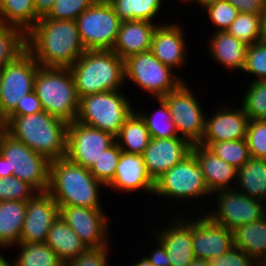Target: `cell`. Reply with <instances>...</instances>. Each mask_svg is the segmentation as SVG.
<instances>
[{"mask_svg":"<svg viewBox=\"0 0 266 266\" xmlns=\"http://www.w3.org/2000/svg\"><path fill=\"white\" fill-rule=\"evenodd\" d=\"M26 50L42 67L70 68L86 51L75 20L41 18L26 33Z\"/></svg>","mask_w":266,"mask_h":266,"instance_id":"1","label":"cell"},{"mask_svg":"<svg viewBox=\"0 0 266 266\" xmlns=\"http://www.w3.org/2000/svg\"><path fill=\"white\" fill-rule=\"evenodd\" d=\"M7 133L50 162L66 157L68 123L46 111L6 118Z\"/></svg>","mask_w":266,"mask_h":266,"instance_id":"2","label":"cell"},{"mask_svg":"<svg viewBox=\"0 0 266 266\" xmlns=\"http://www.w3.org/2000/svg\"><path fill=\"white\" fill-rule=\"evenodd\" d=\"M106 186L95 179L89 169L70 161L67 157L50 162L47 192L58 206H79L102 209L100 188Z\"/></svg>","mask_w":266,"mask_h":266,"instance_id":"3","label":"cell"},{"mask_svg":"<svg viewBox=\"0 0 266 266\" xmlns=\"http://www.w3.org/2000/svg\"><path fill=\"white\" fill-rule=\"evenodd\" d=\"M78 98L121 91L125 83L124 60L112 50H86L70 67Z\"/></svg>","mask_w":266,"mask_h":266,"instance_id":"4","label":"cell"},{"mask_svg":"<svg viewBox=\"0 0 266 266\" xmlns=\"http://www.w3.org/2000/svg\"><path fill=\"white\" fill-rule=\"evenodd\" d=\"M33 91L44 111L68 124L77 119L80 99L70 68L39 66Z\"/></svg>","mask_w":266,"mask_h":266,"instance_id":"5","label":"cell"},{"mask_svg":"<svg viewBox=\"0 0 266 266\" xmlns=\"http://www.w3.org/2000/svg\"><path fill=\"white\" fill-rule=\"evenodd\" d=\"M134 110L130 99L122 91L95 93L80 98L76 121L116 137Z\"/></svg>","mask_w":266,"mask_h":266,"instance_id":"6","label":"cell"},{"mask_svg":"<svg viewBox=\"0 0 266 266\" xmlns=\"http://www.w3.org/2000/svg\"><path fill=\"white\" fill-rule=\"evenodd\" d=\"M0 153L6 158L7 177L14 175L37 192L48 190L50 161L47 158L7 132L1 138Z\"/></svg>","mask_w":266,"mask_h":266,"instance_id":"7","label":"cell"},{"mask_svg":"<svg viewBox=\"0 0 266 266\" xmlns=\"http://www.w3.org/2000/svg\"><path fill=\"white\" fill-rule=\"evenodd\" d=\"M125 83L127 79L137 84L154 98H162L175 90L182 82V77L165 64H162L151 50L137 53L124 60Z\"/></svg>","mask_w":266,"mask_h":266,"instance_id":"8","label":"cell"},{"mask_svg":"<svg viewBox=\"0 0 266 266\" xmlns=\"http://www.w3.org/2000/svg\"><path fill=\"white\" fill-rule=\"evenodd\" d=\"M153 195L175 201H195V198H206L207 195L208 199L213 194L206 185L196 156L191 152L155 181Z\"/></svg>","mask_w":266,"mask_h":266,"instance_id":"9","label":"cell"},{"mask_svg":"<svg viewBox=\"0 0 266 266\" xmlns=\"http://www.w3.org/2000/svg\"><path fill=\"white\" fill-rule=\"evenodd\" d=\"M75 21L86 50H112L122 21L107 0H96Z\"/></svg>","mask_w":266,"mask_h":266,"instance_id":"10","label":"cell"},{"mask_svg":"<svg viewBox=\"0 0 266 266\" xmlns=\"http://www.w3.org/2000/svg\"><path fill=\"white\" fill-rule=\"evenodd\" d=\"M35 58L25 50L13 62L0 70V116L5 119L34 90V80L39 69Z\"/></svg>","mask_w":266,"mask_h":266,"instance_id":"11","label":"cell"},{"mask_svg":"<svg viewBox=\"0 0 266 266\" xmlns=\"http://www.w3.org/2000/svg\"><path fill=\"white\" fill-rule=\"evenodd\" d=\"M183 81L175 90L161 99L167 104L179 137L192 145L199 144L205 132L206 113L199 100Z\"/></svg>","mask_w":266,"mask_h":266,"instance_id":"12","label":"cell"},{"mask_svg":"<svg viewBox=\"0 0 266 266\" xmlns=\"http://www.w3.org/2000/svg\"><path fill=\"white\" fill-rule=\"evenodd\" d=\"M214 196L217 200L216 208L214 207V210L207 211L205 214L215 223L231 231L246 223L259 221L266 216L265 202L239 193L235 189L217 191L213 193L212 198Z\"/></svg>","mask_w":266,"mask_h":266,"instance_id":"13","label":"cell"},{"mask_svg":"<svg viewBox=\"0 0 266 266\" xmlns=\"http://www.w3.org/2000/svg\"><path fill=\"white\" fill-rule=\"evenodd\" d=\"M116 142L111 133L81 124L76 120L68 124L66 157L87 169Z\"/></svg>","mask_w":266,"mask_h":266,"instance_id":"14","label":"cell"},{"mask_svg":"<svg viewBox=\"0 0 266 266\" xmlns=\"http://www.w3.org/2000/svg\"><path fill=\"white\" fill-rule=\"evenodd\" d=\"M59 216L71 227L87 247L108 245L109 221L103 209L58 206Z\"/></svg>","mask_w":266,"mask_h":266,"instance_id":"15","label":"cell"},{"mask_svg":"<svg viewBox=\"0 0 266 266\" xmlns=\"http://www.w3.org/2000/svg\"><path fill=\"white\" fill-rule=\"evenodd\" d=\"M192 247L195 258H218L234 247L233 233L205 213L199 214L192 218Z\"/></svg>","mask_w":266,"mask_h":266,"instance_id":"16","label":"cell"},{"mask_svg":"<svg viewBox=\"0 0 266 266\" xmlns=\"http://www.w3.org/2000/svg\"><path fill=\"white\" fill-rule=\"evenodd\" d=\"M59 217V207L47 192H37L27 201L20 243H45L51 225Z\"/></svg>","mask_w":266,"mask_h":266,"instance_id":"17","label":"cell"},{"mask_svg":"<svg viewBox=\"0 0 266 266\" xmlns=\"http://www.w3.org/2000/svg\"><path fill=\"white\" fill-rule=\"evenodd\" d=\"M192 144L182 137L151 138L142 154L146 170L155 182L191 153Z\"/></svg>","mask_w":266,"mask_h":266,"instance_id":"18","label":"cell"},{"mask_svg":"<svg viewBox=\"0 0 266 266\" xmlns=\"http://www.w3.org/2000/svg\"><path fill=\"white\" fill-rule=\"evenodd\" d=\"M216 110L213 116L206 115L205 132L200 145L208 147L213 142L246 139L250 119L241 106L231 109L229 105H224Z\"/></svg>","mask_w":266,"mask_h":266,"instance_id":"19","label":"cell"},{"mask_svg":"<svg viewBox=\"0 0 266 266\" xmlns=\"http://www.w3.org/2000/svg\"><path fill=\"white\" fill-rule=\"evenodd\" d=\"M183 30L179 23L163 22L157 25L152 37V53L162 64L174 71L182 67L187 59L188 44Z\"/></svg>","mask_w":266,"mask_h":266,"instance_id":"20","label":"cell"},{"mask_svg":"<svg viewBox=\"0 0 266 266\" xmlns=\"http://www.w3.org/2000/svg\"><path fill=\"white\" fill-rule=\"evenodd\" d=\"M177 216L178 219L172 220L170 225L166 224L162 230L154 231L155 238L165 246L171 266H188L195 259L192 247V219Z\"/></svg>","mask_w":266,"mask_h":266,"instance_id":"21","label":"cell"},{"mask_svg":"<svg viewBox=\"0 0 266 266\" xmlns=\"http://www.w3.org/2000/svg\"><path fill=\"white\" fill-rule=\"evenodd\" d=\"M155 182L149 176L142 155L122 151L112 181L106 186L121 192L147 191L153 194Z\"/></svg>","mask_w":266,"mask_h":266,"instance_id":"22","label":"cell"},{"mask_svg":"<svg viewBox=\"0 0 266 266\" xmlns=\"http://www.w3.org/2000/svg\"><path fill=\"white\" fill-rule=\"evenodd\" d=\"M191 152L196 156L206 185L212 194L217 191L235 188L238 169L200 144H194Z\"/></svg>","mask_w":266,"mask_h":266,"instance_id":"23","label":"cell"},{"mask_svg":"<svg viewBox=\"0 0 266 266\" xmlns=\"http://www.w3.org/2000/svg\"><path fill=\"white\" fill-rule=\"evenodd\" d=\"M158 24L144 20L122 21L112 51L125 60L131 55L151 50L152 37Z\"/></svg>","mask_w":266,"mask_h":266,"instance_id":"24","label":"cell"},{"mask_svg":"<svg viewBox=\"0 0 266 266\" xmlns=\"http://www.w3.org/2000/svg\"><path fill=\"white\" fill-rule=\"evenodd\" d=\"M210 36L207 52L215 62L230 70H242L246 62L248 46L227 31L214 32Z\"/></svg>","mask_w":266,"mask_h":266,"instance_id":"25","label":"cell"},{"mask_svg":"<svg viewBox=\"0 0 266 266\" xmlns=\"http://www.w3.org/2000/svg\"><path fill=\"white\" fill-rule=\"evenodd\" d=\"M233 245L242 249L260 266H266V216L232 230Z\"/></svg>","mask_w":266,"mask_h":266,"instance_id":"26","label":"cell"},{"mask_svg":"<svg viewBox=\"0 0 266 266\" xmlns=\"http://www.w3.org/2000/svg\"><path fill=\"white\" fill-rule=\"evenodd\" d=\"M65 264L78 257L87 246L59 216L51 225L45 242Z\"/></svg>","mask_w":266,"mask_h":266,"instance_id":"27","label":"cell"},{"mask_svg":"<svg viewBox=\"0 0 266 266\" xmlns=\"http://www.w3.org/2000/svg\"><path fill=\"white\" fill-rule=\"evenodd\" d=\"M27 202L0 201V249L20 243Z\"/></svg>","mask_w":266,"mask_h":266,"instance_id":"28","label":"cell"},{"mask_svg":"<svg viewBox=\"0 0 266 266\" xmlns=\"http://www.w3.org/2000/svg\"><path fill=\"white\" fill-rule=\"evenodd\" d=\"M235 190L266 203V159L250 157L238 169Z\"/></svg>","mask_w":266,"mask_h":266,"instance_id":"29","label":"cell"},{"mask_svg":"<svg viewBox=\"0 0 266 266\" xmlns=\"http://www.w3.org/2000/svg\"><path fill=\"white\" fill-rule=\"evenodd\" d=\"M151 137L144 120L134 110L125 120L116 142L119 148L127 153L142 155L149 144Z\"/></svg>","mask_w":266,"mask_h":266,"instance_id":"30","label":"cell"},{"mask_svg":"<svg viewBox=\"0 0 266 266\" xmlns=\"http://www.w3.org/2000/svg\"><path fill=\"white\" fill-rule=\"evenodd\" d=\"M38 20L34 0H0V24L17 27L26 34Z\"/></svg>","mask_w":266,"mask_h":266,"instance_id":"31","label":"cell"},{"mask_svg":"<svg viewBox=\"0 0 266 266\" xmlns=\"http://www.w3.org/2000/svg\"><path fill=\"white\" fill-rule=\"evenodd\" d=\"M121 21L144 20L156 23L162 0H107ZM153 20V21H152Z\"/></svg>","mask_w":266,"mask_h":266,"instance_id":"32","label":"cell"},{"mask_svg":"<svg viewBox=\"0 0 266 266\" xmlns=\"http://www.w3.org/2000/svg\"><path fill=\"white\" fill-rule=\"evenodd\" d=\"M13 247L19 249V254L14 259L15 266H64L46 243H19Z\"/></svg>","mask_w":266,"mask_h":266,"instance_id":"33","label":"cell"},{"mask_svg":"<svg viewBox=\"0 0 266 266\" xmlns=\"http://www.w3.org/2000/svg\"><path fill=\"white\" fill-rule=\"evenodd\" d=\"M26 50V34L19 28L0 24V70Z\"/></svg>","mask_w":266,"mask_h":266,"instance_id":"34","label":"cell"},{"mask_svg":"<svg viewBox=\"0 0 266 266\" xmlns=\"http://www.w3.org/2000/svg\"><path fill=\"white\" fill-rule=\"evenodd\" d=\"M160 104V108L155 110L153 114H146L140 109H135V111L144 120L146 127L149 130L151 138H171L179 137L176 131L175 125L172 121L167 104L161 99L156 98Z\"/></svg>","mask_w":266,"mask_h":266,"instance_id":"35","label":"cell"},{"mask_svg":"<svg viewBox=\"0 0 266 266\" xmlns=\"http://www.w3.org/2000/svg\"><path fill=\"white\" fill-rule=\"evenodd\" d=\"M226 31L247 46L253 45L262 41V15L240 12Z\"/></svg>","mask_w":266,"mask_h":266,"instance_id":"36","label":"cell"},{"mask_svg":"<svg viewBox=\"0 0 266 266\" xmlns=\"http://www.w3.org/2000/svg\"><path fill=\"white\" fill-rule=\"evenodd\" d=\"M249 82L241 107L250 120L266 119V80Z\"/></svg>","mask_w":266,"mask_h":266,"instance_id":"37","label":"cell"},{"mask_svg":"<svg viewBox=\"0 0 266 266\" xmlns=\"http://www.w3.org/2000/svg\"><path fill=\"white\" fill-rule=\"evenodd\" d=\"M207 148L236 169L241 168L251 157L246 139L213 142Z\"/></svg>","mask_w":266,"mask_h":266,"instance_id":"38","label":"cell"},{"mask_svg":"<svg viewBox=\"0 0 266 266\" xmlns=\"http://www.w3.org/2000/svg\"><path fill=\"white\" fill-rule=\"evenodd\" d=\"M122 150L117 142L104 150L102 155L89 168L90 173L95 179L107 186L114 178L116 166Z\"/></svg>","mask_w":266,"mask_h":266,"instance_id":"39","label":"cell"},{"mask_svg":"<svg viewBox=\"0 0 266 266\" xmlns=\"http://www.w3.org/2000/svg\"><path fill=\"white\" fill-rule=\"evenodd\" d=\"M216 30L226 31L240 13L230 2L226 0H215L206 4L203 8Z\"/></svg>","mask_w":266,"mask_h":266,"instance_id":"40","label":"cell"},{"mask_svg":"<svg viewBox=\"0 0 266 266\" xmlns=\"http://www.w3.org/2000/svg\"><path fill=\"white\" fill-rule=\"evenodd\" d=\"M37 191L14 175L0 178V201L15 200L27 202Z\"/></svg>","mask_w":266,"mask_h":266,"instance_id":"41","label":"cell"},{"mask_svg":"<svg viewBox=\"0 0 266 266\" xmlns=\"http://www.w3.org/2000/svg\"><path fill=\"white\" fill-rule=\"evenodd\" d=\"M255 75L252 81L266 80V41L248 46L243 72Z\"/></svg>","mask_w":266,"mask_h":266,"instance_id":"42","label":"cell"},{"mask_svg":"<svg viewBox=\"0 0 266 266\" xmlns=\"http://www.w3.org/2000/svg\"><path fill=\"white\" fill-rule=\"evenodd\" d=\"M246 142L251 157L266 159V119L249 120Z\"/></svg>","mask_w":266,"mask_h":266,"instance_id":"43","label":"cell"},{"mask_svg":"<svg viewBox=\"0 0 266 266\" xmlns=\"http://www.w3.org/2000/svg\"><path fill=\"white\" fill-rule=\"evenodd\" d=\"M95 2L96 0H56L50 13L43 18L76 20V18Z\"/></svg>","mask_w":266,"mask_h":266,"instance_id":"44","label":"cell"},{"mask_svg":"<svg viewBox=\"0 0 266 266\" xmlns=\"http://www.w3.org/2000/svg\"><path fill=\"white\" fill-rule=\"evenodd\" d=\"M87 247L78 257L64 266H109L108 247Z\"/></svg>","mask_w":266,"mask_h":266,"instance_id":"45","label":"cell"},{"mask_svg":"<svg viewBox=\"0 0 266 266\" xmlns=\"http://www.w3.org/2000/svg\"><path fill=\"white\" fill-rule=\"evenodd\" d=\"M210 266H260L252 257L242 249L232 247L224 255L209 260Z\"/></svg>","mask_w":266,"mask_h":266,"instance_id":"46","label":"cell"},{"mask_svg":"<svg viewBox=\"0 0 266 266\" xmlns=\"http://www.w3.org/2000/svg\"><path fill=\"white\" fill-rule=\"evenodd\" d=\"M43 111L40 100L36 93H31L24 96V100L19 102L17 108L9 116H24Z\"/></svg>","mask_w":266,"mask_h":266,"instance_id":"47","label":"cell"},{"mask_svg":"<svg viewBox=\"0 0 266 266\" xmlns=\"http://www.w3.org/2000/svg\"><path fill=\"white\" fill-rule=\"evenodd\" d=\"M239 12L262 15L266 8V0H226Z\"/></svg>","mask_w":266,"mask_h":266,"instance_id":"48","label":"cell"},{"mask_svg":"<svg viewBox=\"0 0 266 266\" xmlns=\"http://www.w3.org/2000/svg\"><path fill=\"white\" fill-rule=\"evenodd\" d=\"M156 241L157 246L154 247L155 249L149 253V256H147L148 260L154 266H171L165 246L158 238H156Z\"/></svg>","mask_w":266,"mask_h":266,"instance_id":"49","label":"cell"},{"mask_svg":"<svg viewBox=\"0 0 266 266\" xmlns=\"http://www.w3.org/2000/svg\"><path fill=\"white\" fill-rule=\"evenodd\" d=\"M56 0H34L35 13L39 19L46 17Z\"/></svg>","mask_w":266,"mask_h":266,"instance_id":"50","label":"cell"},{"mask_svg":"<svg viewBox=\"0 0 266 266\" xmlns=\"http://www.w3.org/2000/svg\"><path fill=\"white\" fill-rule=\"evenodd\" d=\"M7 177L6 158L0 153V178Z\"/></svg>","mask_w":266,"mask_h":266,"instance_id":"51","label":"cell"},{"mask_svg":"<svg viewBox=\"0 0 266 266\" xmlns=\"http://www.w3.org/2000/svg\"><path fill=\"white\" fill-rule=\"evenodd\" d=\"M188 266H210L209 260L195 258Z\"/></svg>","mask_w":266,"mask_h":266,"instance_id":"52","label":"cell"},{"mask_svg":"<svg viewBox=\"0 0 266 266\" xmlns=\"http://www.w3.org/2000/svg\"><path fill=\"white\" fill-rule=\"evenodd\" d=\"M135 263V264H134ZM132 266H154L146 256L141 257V260L137 259L136 262H134Z\"/></svg>","mask_w":266,"mask_h":266,"instance_id":"53","label":"cell"},{"mask_svg":"<svg viewBox=\"0 0 266 266\" xmlns=\"http://www.w3.org/2000/svg\"><path fill=\"white\" fill-rule=\"evenodd\" d=\"M262 40L266 41V8L262 13Z\"/></svg>","mask_w":266,"mask_h":266,"instance_id":"54","label":"cell"},{"mask_svg":"<svg viewBox=\"0 0 266 266\" xmlns=\"http://www.w3.org/2000/svg\"><path fill=\"white\" fill-rule=\"evenodd\" d=\"M7 132L6 129V119L2 116H0V142L3 135Z\"/></svg>","mask_w":266,"mask_h":266,"instance_id":"55","label":"cell"},{"mask_svg":"<svg viewBox=\"0 0 266 266\" xmlns=\"http://www.w3.org/2000/svg\"><path fill=\"white\" fill-rule=\"evenodd\" d=\"M182 2H193L195 1L199 6H201L202 8L206 5L209 4L211 2H214L215 0H181Z\"/></svg>","mask_w":266,"mask_h":266,"instance_id":"56","label":"cell"},{"mask_svg":"<svg viewBox=\"0 0 266 266\" xmlns=\"http://www.w3.org/2000/svg\"><path fill=\"white\" fill-rule=\"evenodd\" d=\"M9 260H7V258L3 257V255H1V252H0V266H15V263L14 261H10L8 262Z\"/></svg>","mask_w":266,"mask_h":266,"instance_id":"57","label":"cell"},{"mask_svg":"<svg viewBox=\"0 0 266 266\" xmlns=\"http://www.w3.org/2000/svg\"><path fill=\"white\" fill-rule=\"evenodd\" d=\"M0 97H1V79H0Z\"/></svg>","mask_w":266,"mask_h":266,"instance_id":"58","label":"cell"}]
</instances>
